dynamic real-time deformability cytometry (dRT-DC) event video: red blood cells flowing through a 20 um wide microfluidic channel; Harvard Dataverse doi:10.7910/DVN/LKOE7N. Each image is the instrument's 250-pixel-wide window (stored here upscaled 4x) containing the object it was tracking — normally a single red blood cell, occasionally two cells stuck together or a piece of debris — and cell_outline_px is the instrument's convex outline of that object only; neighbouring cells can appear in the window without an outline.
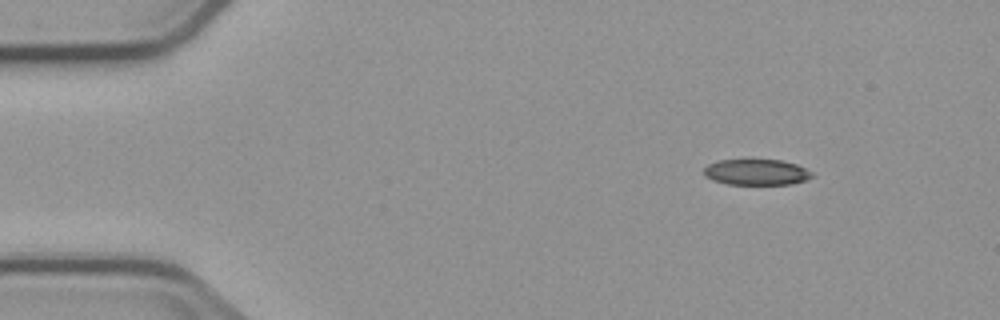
{"species": "common noctule bat (a hibernating species)", "species_latin": "Nyctalus noctula", "temperature_condition": "cold", "stored_images_in_passage": 4, "camera_frame_rate_fps": 3000, "um_per_image_px": 0.085, "animal": {"sex": "male", "body_mass_g": 23.1, "forearm_length_mm": 52.7}, "frame": {"image": 1, "passage_image": 1, "time_ms": 0.0, "image_size_px": [1000, 320], "cell_outline_px": [[812, 176], [804, 180], [792, 184], [728, 184], [712, 180], [704, 176], [704, 168], [708, 164], [716, 160], [752, 156], [780, 160], [796, 164], [812, 172]], "centroid_in_image_um": [64.22, 14.57], "position_along_channel_um": 20.8, "area_um2": 17.11}}
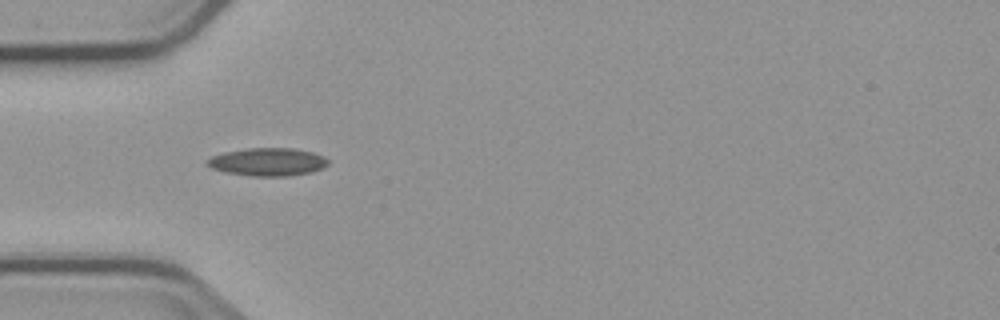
{"frame": {"image": 2, "passage_image": 3, "time_ms": 3.333, "image_size_px": [1000, 320], "cell_outline_px": [[328, 164], [320, 168], [308, 172], [284, 176], [252, 176], [224, 172], [212, 168], [204, 164], [212, 156], [224, 152], [248, 148], [292, 148], [312, 152], [324, 156], [328, 160]], "centroid_in_image_um": [22.71, 13.75], "position_along_channel_um": 62.3, "area_um2": 19.48}}
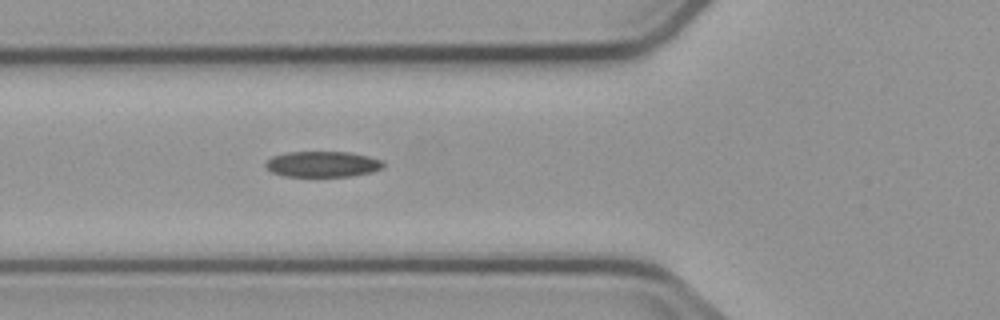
{"frame": {"image": 3, "passage_image": 4, "time_ms": 4.333, "image_size_px": [1000, 320], "cell_outline_px": [[384, 168], [372, 172], [352, 176], [284, 176], [272, 172], [264, 164], [272, 156], [288, 152], [348, 152], [368, 156], [384, 160]], "centroid_in_image_um": [27.46, 13.95], "position_along_channel_um": 98.3, "area_um2": 17.69}}